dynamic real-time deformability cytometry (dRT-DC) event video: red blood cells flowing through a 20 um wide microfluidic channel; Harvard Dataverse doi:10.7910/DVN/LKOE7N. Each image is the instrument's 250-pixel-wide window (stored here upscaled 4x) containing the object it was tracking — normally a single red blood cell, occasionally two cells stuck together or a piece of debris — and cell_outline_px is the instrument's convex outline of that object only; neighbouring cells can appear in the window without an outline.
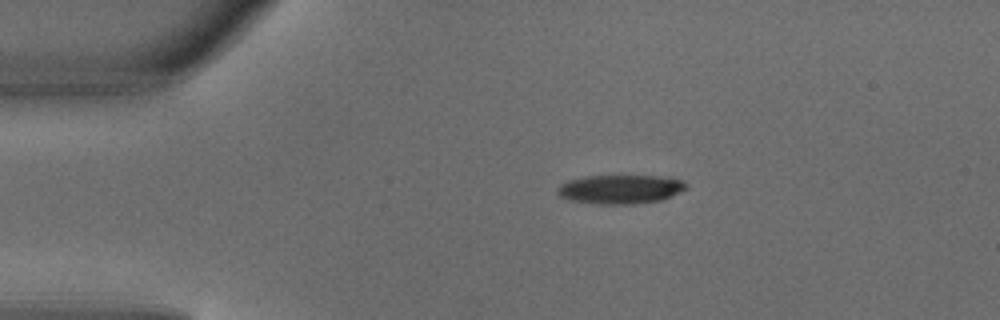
{"species": "common noctule bat (a hibernating species)", "species_latin": "Nyctalus noctula", "temperature_condition": "warm", "stored_images_in_passage": 2, "camera_frame_rate_fps": 3000, "um_per_image_px": 0.085, "animal": {"sex": "male", "body_mass_g": 18.8}, "frame": {"image": 1, "passage_image": 1, "time_ms": 0.0, "image_size_px": [1000, 320], "cell_outline_px": [[688, 188], [660, 200], [632, 204], [596, 204], [568, 200], [560, 196], [556, 192], [556, 188], [560, 184], [568, 180], [584, 176], [660, 176], [684, 180], [688, 184]], "centroid_in_image_um": [52.69, 16.08], "position_along_channel_um": 32.3, "area_um2": 21.85}}